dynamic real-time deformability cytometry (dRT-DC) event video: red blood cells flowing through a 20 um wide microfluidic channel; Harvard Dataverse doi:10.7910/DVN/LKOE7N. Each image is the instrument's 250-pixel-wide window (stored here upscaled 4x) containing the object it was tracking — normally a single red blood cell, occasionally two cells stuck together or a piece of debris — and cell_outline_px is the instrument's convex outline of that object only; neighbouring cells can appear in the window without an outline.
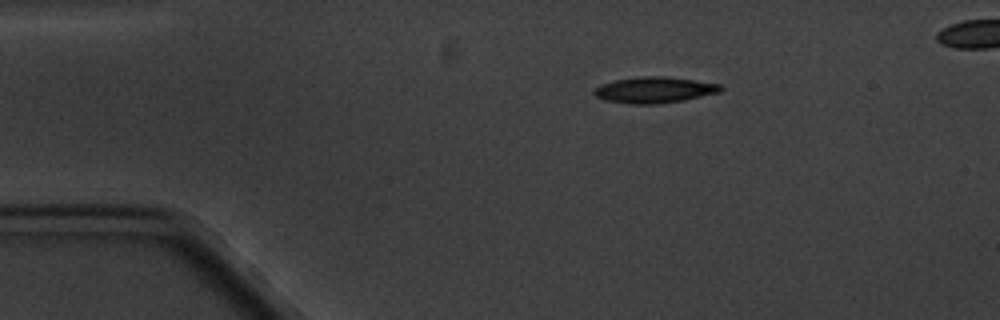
{"species": "common noctule bat (a hibernating species)", "species_latin": "Nyctalus noctula", "temperature_condition": "cold", "stored_images_in_passage": 4, "camera_frame_rate_fps": 3000, "um_per_image_px": 0.085, "animal": {"sex": "male", "body_mass_g": 20.1, "forearm_length_mm": 53.5}, "frame": {"image": 1, "passage_image": 1, "time_ms": 0.0, "image_size_px": [1000, 320], "cell_outline_px": [[724, 88], [720, 92], [684, 100], [656, 104], [628, 104], [604, 100], [596, 96], [592, 92], [600, 84], [616, 80], [640, 76], [664, 76], [720, 84]], "centroid_in_image_um": [55.6, 7.65], "position_along_channel_um": 29.4, "area_um2": 19.19}}